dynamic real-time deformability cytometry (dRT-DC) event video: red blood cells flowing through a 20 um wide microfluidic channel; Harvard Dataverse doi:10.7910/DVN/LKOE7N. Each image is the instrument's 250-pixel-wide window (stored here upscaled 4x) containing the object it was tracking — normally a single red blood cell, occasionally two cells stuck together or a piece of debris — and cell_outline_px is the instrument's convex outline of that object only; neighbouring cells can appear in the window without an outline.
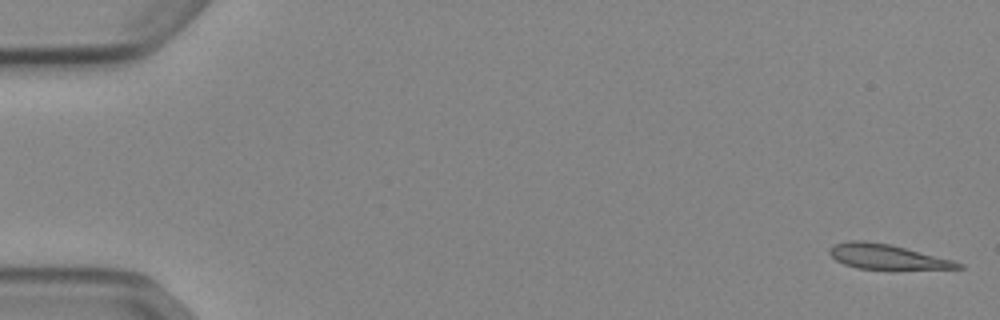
{"species": "Egyptian fruit bat (a non-hibernating species)", "species_latin": "Rousettus aegyptiacus", "temperature_condition": "cold", "stored_images_in_passage": 52, "camera_frame_rate_fps": 3000, "um_per_image_px": 0.085, "animal": {"sex": "female"}, "frame": {"image": 1, "passage_image": 1, "time_ms": 0.0, "image_size_px": [1000, 320], "cell_outline_px": [[964, 268], [892, 272], [860, 268], [844, 264], [836, 260], [828, 252], [828, 248], [832, 244], [848, 240], [864, 240], [892, 244], [952, 260], [964, 264]], "centroid_in_image_um": [75.44, 21.86], "position_along_channel_um": 9.6, "area_um2": 19.83}}
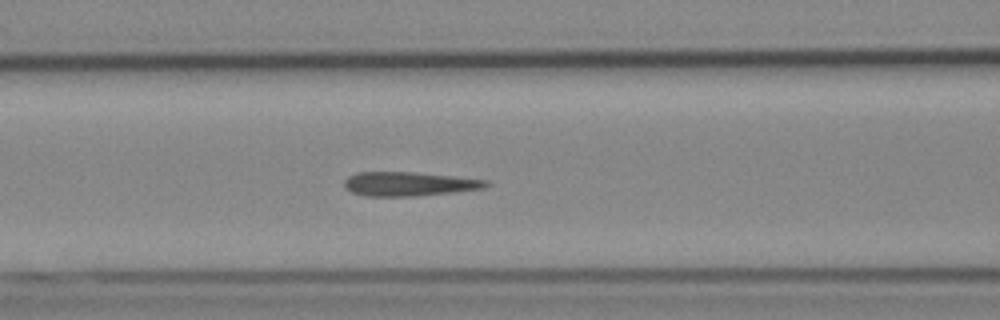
{"frame": {"image": 2, "passage_image": 22, "time_ms": 7.0, "image_size_px": [1000, 320], "cell_outline_px": [[492, 184], [484, 188], [456, 192], [416, 196], [364, 196], [352, 192], [344, 184], [344, 180], [348, 176], [356, 172], [412, 172], [452, 176], [488, 180]], "centroid_in_image_um": [34.79, 15.63], "position_along_channel_um": 131.8, "area_um2": 19.94}}
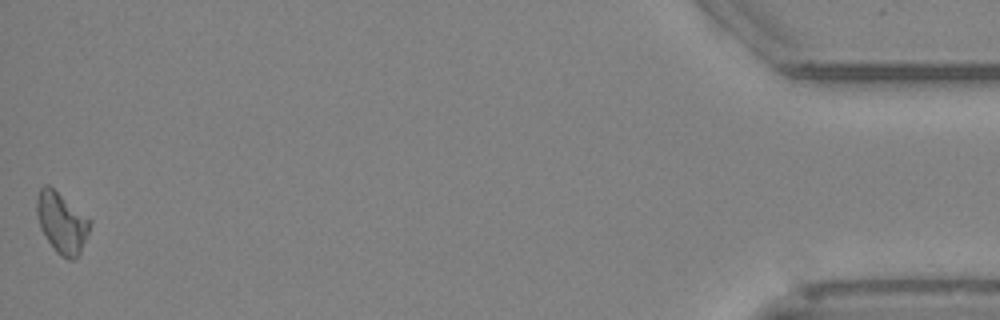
{"frame": {"image": 3, "passage_image": 52, "time_ms": 17.0, "image_size_px": [1000, 320], "cell_outline_px": [[92, 220], [88, 232], [80, 252], [72, 260], [68, 260], [60, 256], [56, 252], [40, 228], [36, 212], [36, 200], [40, 188], [44, 184], [48, 184]], "centroid_in_image_um": [5.23, 18.91], "position_along_channel_um": 430.0, "area_um2": 18.67}, "authors_computed_cell_mechanics": {"area_um2": 19.3341, "velocity_mm_per_s": 3.8794, "shape_relaxation_time_tau1_ms": null, "shape_relaxation_time_tau2_ms": 9.6183, "deformation_change_tau1": null, "deformation_change_tau2": 0.156}}